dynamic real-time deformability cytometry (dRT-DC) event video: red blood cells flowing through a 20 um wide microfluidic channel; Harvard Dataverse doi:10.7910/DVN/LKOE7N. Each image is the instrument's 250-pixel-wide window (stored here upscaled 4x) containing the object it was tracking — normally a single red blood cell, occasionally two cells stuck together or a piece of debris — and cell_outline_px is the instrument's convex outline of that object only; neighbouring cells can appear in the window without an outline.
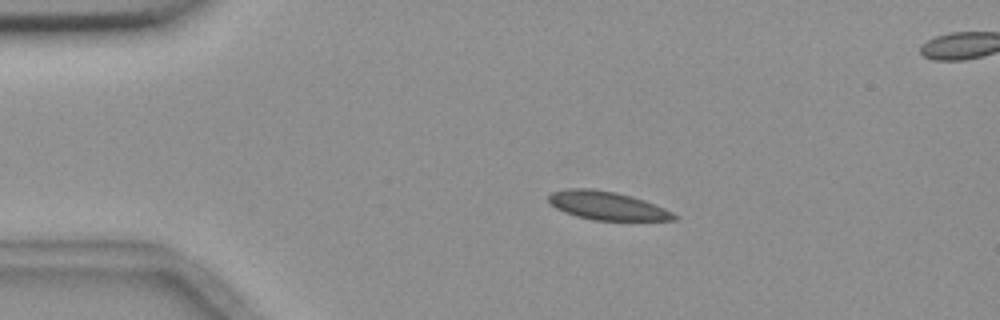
{"species": "common noctule bat (a hibernating species)", "species_latin": "Nyctalus noctula", "temperature_condition": "room temperature", "stored_images_in_passage": 10, "camera_frame_rate_fps": 3000, "um_per_image_px": 0.085, "animal": {"sex": "female", "body_mass_g": 18.4}, "frame": {"image": 1, "passage_image": 4, "time_ms": 3.333, "image_size_px": [1000, 320], "cell_outline_px": [[680, 216], [676, 220], [592, 220], [576, 216], [564, 212], [556, 208], [548, 200], [548, 196], [552, 192], [568, 188], [592, 188], [616, 192], [632, 196], [644, 200], [664, 208]], "centroid_in_image_um": [51.61, 17.48], "position_along_channel_um": 33.4, "area_um2": 20.81}}
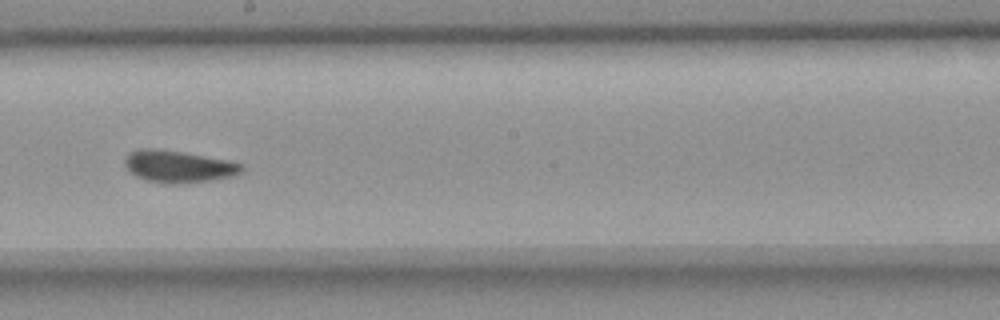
{"frame": {"image": 2, "passage_image": 9, "time_ms": 10.0, "image_size_px": [1000, 320], "cell_outline_px": [[244, 172], [232, 176], [212, 180], [176, 184], [164, 184], [144, 180], [136, 176], [124, 164], [124, 160], [128, 152], [140, 148], [156, 148], [228, 160], [240, 164], [244, 168]], "centroid_in_image_um": [15.14, 14.16], "position_along_channel_um": 233.1, "area_um2": 21.85}}
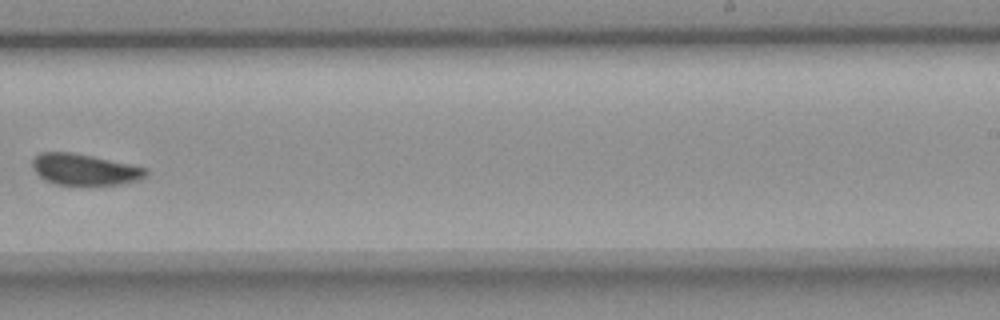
{"frame": {"image": 3, "passage_image": 10, "time_ms": 11.333, "image_size_px": [1000, 320], "cell_outline_px": [[148, 176], [136, 180], [120, 184], [56, 184], [44, 180], [36, 172], [32, 164], [32, 160], [40, 152], [72, 152], [132, 164], [148, 168]], "centroid_in_image_um": [7.21, 14.39], "position_along_channel_um": 281.8, "area_um2": 20.52}}